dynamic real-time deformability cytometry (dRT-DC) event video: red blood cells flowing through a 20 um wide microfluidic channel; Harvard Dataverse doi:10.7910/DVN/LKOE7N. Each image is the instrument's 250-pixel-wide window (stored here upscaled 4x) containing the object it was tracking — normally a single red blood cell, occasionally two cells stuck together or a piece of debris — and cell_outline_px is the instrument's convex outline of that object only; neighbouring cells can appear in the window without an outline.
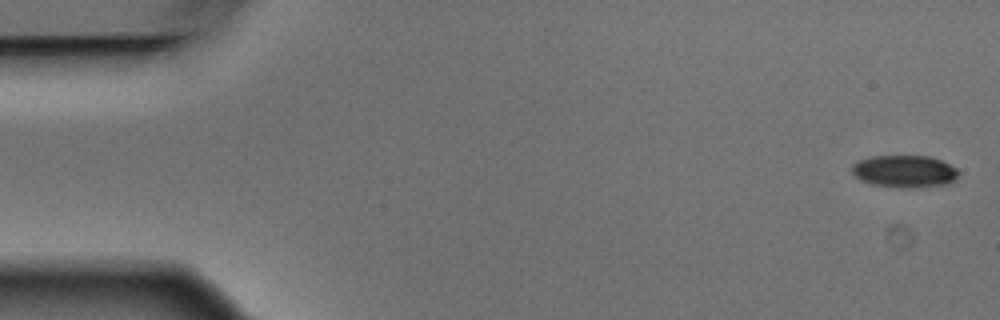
{"species": "Egyptian fruit bat (a non-hibernating species)", "species_latin": "Rousettus aegyptiacus", "temperature_condition": "warm", "stored_images_in_passage": 6, "camera_frame_rate_fps": 3000, "um_per_image_px": 0.085, "animal": {"sex": "male"}, "frame": {"image": 1, "passage_image": 1, "time_ms": 0.0, "image_size_px": [1000, 320], "cell_outline_px": [[960, 172], [956, 180], [948, 184], [912, 188], [900, 188], [872, 184], [860, 180], [852, 172], [852, 164], [860, 160], [872, 156], [928, 156], [940, 160], [956, 168]], "centroid_in_image_um": [76.9, 14.57], "position_along_channel_um": 8.1, "area_um2": 20.11}}
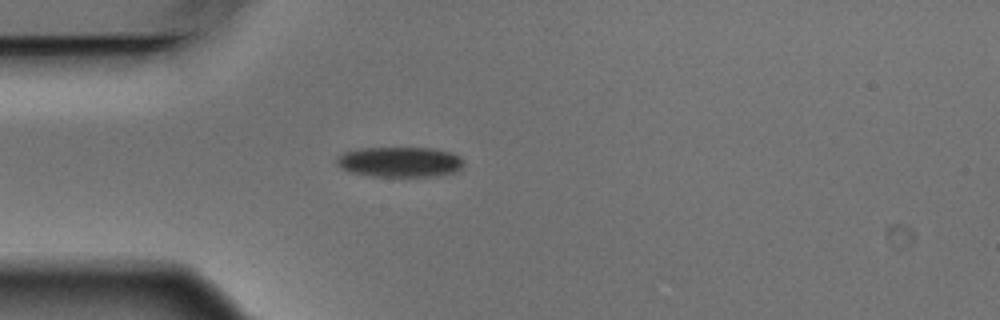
{"frame": {"image": 2, "passage_image": 5, "time_ms": 1.333, "image_size_px": [1000, 320], "cell_outline_px": [[464, 168], [456, 172], [440, 176], [372, 176], [352, 172], [340, 168], [336, 164], [336, 156], [344, 152], [360, 148], [432, 148], [452, 152], [460, 156], [464, 160]], "centroid_in_image_um": [34.03, 13.76], "position_along_channel_um": 51.0, "area_um2": 22.72}}